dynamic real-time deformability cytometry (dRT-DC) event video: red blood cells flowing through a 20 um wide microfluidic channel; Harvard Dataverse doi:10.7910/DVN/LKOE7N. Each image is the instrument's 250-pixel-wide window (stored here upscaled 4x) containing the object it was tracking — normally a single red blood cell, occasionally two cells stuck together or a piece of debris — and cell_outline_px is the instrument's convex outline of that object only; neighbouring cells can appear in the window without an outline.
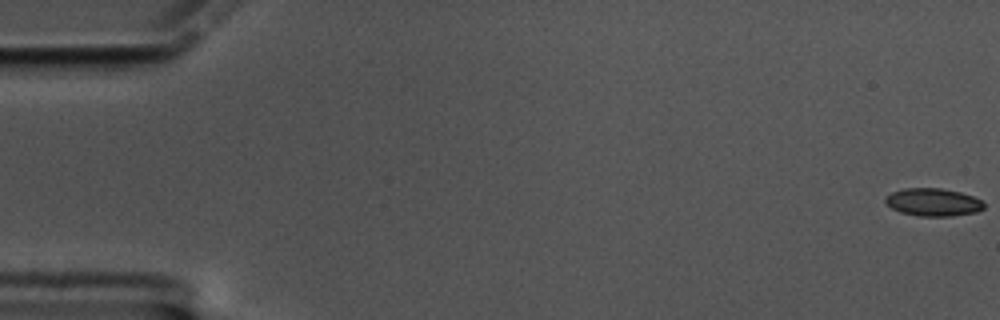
{"species": "common noctule bat (a hibernating species)", "species_latin": "Nyctalus noctula", "temperature_condition": "cold", "stored_images_in_passage": 19, "camera_frame_rate_fps": 3000, "um_per_image_px": 0.085, "animal": {"sex": "male", "body_mass_g": 17.5, "forearm_length_mm": 52.3}, "frame": {"image": 1, "passage_image": 1, "time_ms": 0.0, "image_size_px": [1000, 320], "cell_outline_px": [[984, 208], [976, 212], [952, 216], [920, 216], [900, 212], [892, 208], [884, 200], [884, 196], [892, 192], [904, 188], [940, 188], [960, 192], [972, 196], [980, 200], [984, 204]], "centroid_in_image_um": [79.29, 17.18], "position_along_channel_um": 5.7, "area_um2": 15.9}}
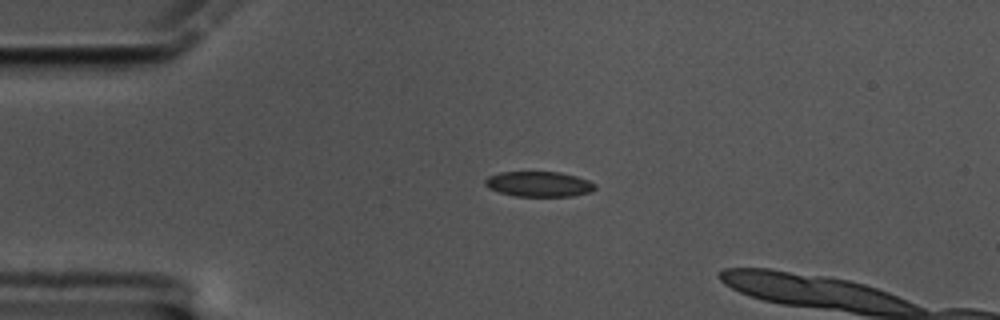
{"frame": {"image": 2, "passage_image": 15, "time_ms": 4.667, "image_size_px": [1000, 320], "cell_outline_px": [[596, 188], [592, 192], [572, 196], [516, 196], [500, 192], [488, 188], [484, 184], [484, 180], [488, 176], [500, 172], [560, 172], [576, 176], [588, 180], [596, 184]], "centroid_in_image_um": [45.81, 15.64], "position_along_channel_um": 39.2, "area_um2": 16.24}}